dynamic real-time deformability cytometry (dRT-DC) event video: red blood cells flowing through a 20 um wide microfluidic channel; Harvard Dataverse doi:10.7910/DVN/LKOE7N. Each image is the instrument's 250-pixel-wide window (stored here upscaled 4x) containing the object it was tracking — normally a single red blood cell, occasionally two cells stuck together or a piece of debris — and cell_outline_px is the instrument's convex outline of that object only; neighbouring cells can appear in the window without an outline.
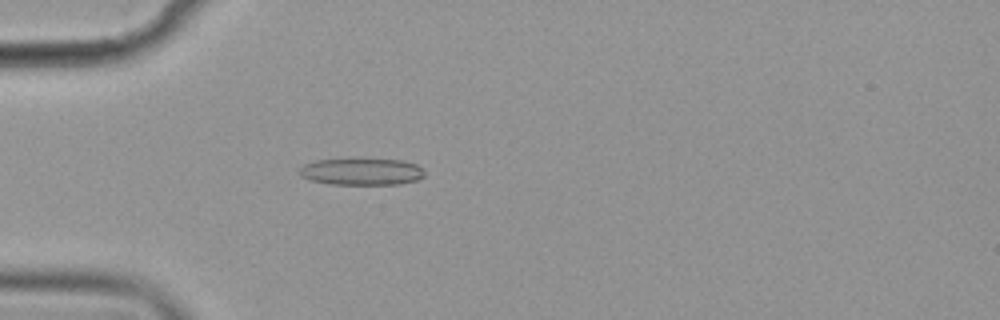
{"species": "common noctule bat (a hibernating species)", "species_latin": "Nyctalus noctula", "temperature_condition": "cold", "stored_images_in_passage": 57, "camera_frame_rate_fps": 3000, "um_per_image_px": 0.085, "animal": {"sex": "female", "body_mass_g": 19.9}, "frame": {"image": 1, "passage_image": 17, "time_ms": 5.333, "image_size_px": [1000, 320], "cell_outline_px": [[424, 176], [416, 180], [400, 184], [328, 184], [308, 180], [300, 176], [300, 168], [304, 164], [316, 160], [404, 160], [416, 164], [424, 172]], "centroid_in_image_um": [30.71, 14.61], "position_along_channel_um": 54.3, "area_um2": 19.31}}
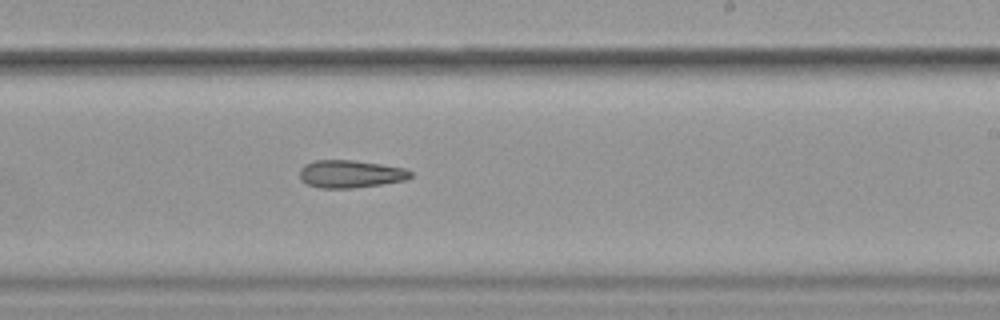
{"frame": {"image": 2, "passage_image": 35, "time_ms": 11.333, "image_size_px": [1000, 320], "cell_outline_px": [[412, 176], [408, 180], [352, 188], [320, 188], [308, 184], [300, 180], [300, 168], [304, 164], [316, 160], [352, 160], [380, 164], [404, 168], [412, 172]], "centroid_in_image_um": [29.78, 14.78], "position_along_channel_um": 259.2, "area_um2": 17.86}}
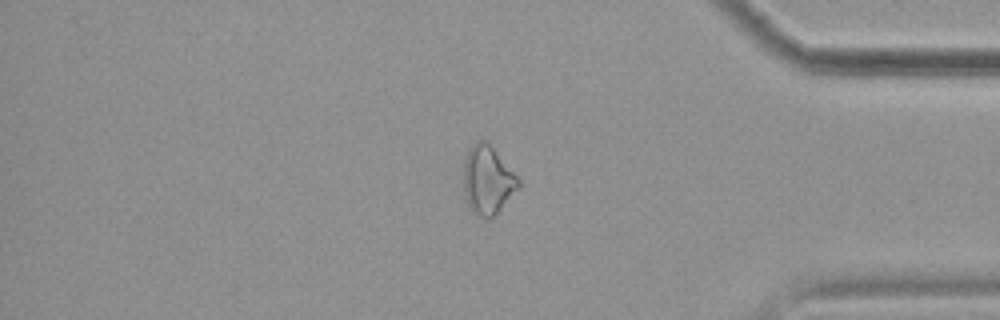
{"frame": {"image": 3, "passage_image": 48, "time_ms": 15.667, "image_size_px": [1000, 320], "cell_outline_px": [[520, 188], [492, 216], [476, 216], [472, 212], [468, 204], [464, 192], [464, 160], [468, 148], [476, 140], [484, 140], [492, 148], [520, 180]], "centroid_in_image_um": [41.42, 15.29], "position_along_channel_um": 393.8, "area_um2": 21.39}}